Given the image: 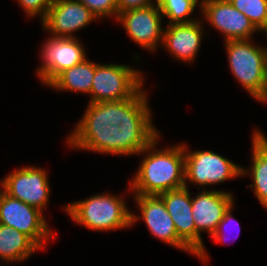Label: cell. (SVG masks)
Returning <instances> with one entry per match:
<instances>
[{
  "instance_id": "1",
  "label": "cell",
  "mask_w": 267,
  "mask_h": 266,
  "mask_svg": "<svg viewBox=\"0 0 267 266\" xmlns=\"http://www.w3.org/2000/svg\"><path fill=\"white\" fill-rule=\"evenodd\" d=\"M127 100L89 102L66 137L68 148L112 155H137L161 135L152 121L148 92Z\"/></svg>"
},
{
  "instance_id": "2",
  "label": "cell",
  "mask_w": 267,
  "mask_h": 266,
  "mask_svg": "<svg viewBox=\"0 0 267 266\" xmlns=\"http://www.w3.org/2000/svg\"><path fill=\"white\" fill-rule=\"evenodd\" d=\"M160 135L137 155L141 159L134 178L129 180L133 195H160L185 186V153L183 143L156 148Z\"/></svg>"
},
{
  "instance_id": "3",
  "label": "cell",
  "mask_w": 267,
  "mask_h": 266,
  "mask_svg": "<svg viewBox=\"0 0 267 266\" xmlns=\"http://www.w3.org/2000/svg\"><path fill=\"white\" fill-rule=\"evenodd\" d=\"M122 195L97 193L63 206L73 222L95 231L131 228V209Z\"/></svg>"
},
{
  "instance_id": "4",
  "label": "cell",
  "mask_w": 267,
  "mask_h": 266,
  "mask_svg": "<svg viewBox=\"0 0 267 266\" xmlns=\"http://www.w3.org/2000/svg\"><path fill=\"white\" fill-rule=\"evenodd\" d=\"M224 46L232 75L255 99L263 85L267 47L254 44L251 39L225 41Z\"/></svg>"
},
{
  "instance_id": "5",
  "label": "cell",
  "mask_w": 267,
  "mask_h": 266,
  "mask_svg": "<svg viewBox=\"0 0 267 266\" xmlns=\"http://www.w3.org/2000/svg\"><path fill=\"white\" fill-rule=\"evenodd\" d=\"M143 72L131 65L101 64L95 67L91 102L127 100L144 85Z\"/></svg>"
},
{
  "instance_id": "6",
  "label": "cell",
  "mask_w": 267,
  "mask_h": 266,
  "mask_svg": "<svg viewBox=\"0 0 267 266\" xmlns=\"http://www.w3.org/2000/svg\"><path fill=\"white\" fill-rule=\"evenodd\" d=\"M185 153V187L188 183L198 185V189L224 183L241 177V165L211 151L189 150L183 144ZM188 182V183H187ZM204 187V188H203Z\"/></svg>"
},
{
  "instance_id": "7",
  "label": "cell",
  "mask_w": 267,
  "mask_h": 266,
  "mask_svg": "<svg viewBox=\"0 0 267 266\" xmlns=\"http://www.w3.org/2000/svg\"><path fill=\"white\" fill-rule=\"evenodd\" d=\"M43 213L0 188V224L22 232L40 249H45L46 243L54 236Z\"/></svg>"
},
{
  "instance_id": "8",
  "label": "cell",
  "mask_w": 267,
  "mask_h": 266,
  "mask_svg": "<svg viewBox=\"0 0 267 266\" xmlns=\"http://www.w3.org/2000/svg\"><path fill=\"white\" fill-rule=\"evenodd\" d=\"M231 191L202 189L192 197V214L196 227V256L208 264L209 255L205 251L201 233L207 232L211 236L223 219L225 212L235 203Z\"/></svg>"
},
{
  "instance_id": "9",
  "label": "cell",
  "mask_w": 267,
  "mask_h": 266,
  "mask_svg": "<svg viewBox=\"0 0 267 266\" xmlns=\"http://www.w3.org/2000/svg\"><path fill=\"white\" fill-rule=\"evenodd\" d=\"M79 38H63L49 36L39 53L41 65H38L36 75L47 86L59 73L83 62L86 50Z\"/></svg>"
},
{
  "instance_id": "10",
  "label": "cell",
  "mask_w": 267,
  "mask_h": 266,
  "mask_svg": "<svg viewBox=\"0 0 267 266\" xmlns=\"http://www.w3.org/2000/svg\"><path fill=\"white\" fill-rule=\"evenodd\" d=\"M48 179L46 169L29 165L11 171L0 181V187L10 196L43 212L48 207L51 193Z\"/></svg>"
},
{
  "instance_id": "11",
  "label": "cell",
  "mask_w": 267,
  "mask_h": 266,
  "mask_svg": "<svg viewBox=\"0 0 267 266\" xmlns=\"http://www.w3.org/2000/svg\"><path fill=\"white\" fill-rule=\"evenodd\" d=\"M133 197L141 216L131 212V226L142 219L153 237L160 239L171 247L196 256L178 237L174 222L159 195H133Z\"/></svg>"
},
{
  "instance_id": "12",
  "label": "cell",
  "mask_w": 267,
  "mask_h": 266,
  "mask_svg": "<svg viewBox=\"0 0 267 266\" xmlns=\"http://www.w3.org/2000/svg\"><path fill=\"white\" fill-rule=\"evenodd\" d=\"M163 15L156 4L120 12L117 22L122 25L129 38L151 53L162 44Z\"/></svg>"
},
{
  "instance_id": "13",
  "label": "cell",
  "mask_w": 267,
  "mask_h": 266,
  "mask_svg": "<svg viewBox=\"0 0 267 266\" xmlns=\"http://www.w3.org/2000/svg\"><path fill=\"white\" fill-rule=\"evenodd\" d=\"M199 9L203 19L220 31L225 41L252 40L253 34L259 32L229 0H207L201 3Z\"/></svg>"
},
{
  "instance_id": "14",
  "label": "cell",
  "mask_w": 267,
  "mask_h": 266,
  "mask_svg": "<svg viewBox=\"0 0 267 266\" xmlns=\"http://www.w3.org/2000/svg\"><path fill=\"white\" fill-rule=\"evenodd\" d=\"M97 20L79 0H53L41 27L52 37L76 38L75 32Z\"/></svg>"
},
{
  "instance_id": "15",
  "label": "cell",
  "mask_w": 267,
  "mask_h": 266,
  "mask_svg": "<svg viewBox=\"0 0 267 266\" xmlns=\"http://www.w3.org/2000/svg\"><path fill=\"white\" fill-rule=\"evenodd\" d=\"M204 22L201 18L190 23L166 24L161 46L181 62H194L204 37Z\"/></svg>"
},
{
  "instance_id": "16",
  "label": "cell",
  "mask_w": 267,
  "mask_h": 266,
  "mask_svg": "<svg viewBox=\"0 0 267 266\" xmlns=\"http://www.w3.org/2000/svg\"><path fill=\"white\" fill-rule=\"evenodd\" d=\"M159 196L174 222L178 237L196 254V227L192 217V194L188 187L170 190Z\"/></svg>"
},
{
  "instance_id": "17",
  "label": "cell",
  "mask_w": 267,
  "mask_h": 266,
  "mask_svg": "<svg viewBox=\"0 0 267 266\" xmlns=\"http://www.w3.org/2000/svg\"><path fill=\"white\" fill-rule=\"evenodd\" d=\"M263 133L260 129L252 132V164L248 169L241 167V177H251L253 183L247 186L267 210V136Z\"/></svg>"
},
{
  "instance_id": "18",
  "label": "cell",
  "mask_w": 267,
  "mask_h": 266,
  "mask_svg": "<svg viewBox=\"0 0 267 266\" xmlns=\"http://www.w3.org/2000/svg\"><path fill=\"white\" fill-rule=\"evenodd\" d=\"M97 64L86 58L83 62L59 73L47 87L55 89V91L88 94L90 95L89 102L91 103V87Z\"/></svg>"
},
{
  "instance_id": "19",
  "label": "cell",
  "mask_w": 267,
  "mask_h": 266,
  "mask_svg": "<svg viewBox=\"0 0 267 266\" xmlns=\"http://www.w3.org/2000/svg\"><path fill=\"white\" fill-rule=\"evenodd\" d=\"M41 250L28 236L11 227L0 224V262L15 263L29 259Z\"/></svg>"
},
{
  "instance_id": "20",
  "label": "cell",
  "mask_w": 267,
  "mask_h": 266,
  "mask_svg": "<svg viewBox=\"0 0 267 266\" xmlns=\"http://www.w3.org/2000/svg\"><path fill=\"white\" fill-rule=\"evenodd\" d=\"M156 5L162 15L167 17V24L190 23L199 19L191 16L196 7L201 5L197 0H157Z\"/></svg>"
},
{
  "instance_id": "21",
  "label": "cell",
  "mask_w": 267,
  "mask_h": 266,
  "mask_svg": "<svg viewBox=\"0 0 267 266\" xmlns=\"http://www.w3.org/2000/svg\"><path fill=\"white\" fill-rule=\"evenodd\" d=\"M229 2L248 17L259 32L267 35V0H229Z\"/></svg>"
},
{
  "instance_id": "22",
  "label": "cell",
  "mask_w": 267,
  "mask_h": 266,
  "mask_svg": "<svg viewBox=\"0 0 267 266\" xmlns=\"http://www.w3.org/2000/svg\"><path fill=\"white\" fill-rule=\"evenodd\" d=\"M233 206H235V203L233 205H231L229 207V209L225 212L224 217L219 222L216 231L210 236L211 239L214 240V243H217V244L218 243H223V244H225L227 242L228 238L231 236V235L229 236V232L230 231L228 232V229L230 230V229L233 228V229L238 230L237 232H240V230H241L240 224L238 223V220H235L233 215H232V213H233L232 211L234 210ZM234 225H235V227H234ZM236 225H238V226H236ZM230 234H232V233H230ZM238 234L239 233L236 234V237H237ZM235 238H234V240H235ZM234 240H232V241H234Z\"/></svg>"
},
{
  "instance_id": "23",
  "label": "cell",
  "mask_w": 267,
  "mask_h": 266,
  "mask_svg": "<svg viewBox=\"0 0 267 266\" xmlns=\"http://www.w3.org/2000/svg\"><path fill=\"white\" fill-rule=\"evenodd\" d=\"M83 3L97 18L118 17L116 0H79Z\"/></svg>"
},
{
  "instance_id": "24",
  "label": "cell",
  "mask_w": 267,
  "mask_h": 266,
  "mask_svg": "<svg viewBox=\"0 0 267 266\" xmlns=\"http://www.w3.org/2000/svg\"><path fill=\"white\" fill-rule=\"evenodd\" d=\"M18 5L23 8L26 16L36 17L40 16V21L42 22L48 13V10L52 4L53 0H16Z\"/></svg>"
},
{
  "instance_id": "25",
  "label": "cell",
  "mask_w": 267,
  "mask_h": 266,
  "mask_svg": "<svg viewBox=\"0 0 267 266\" xmlns=\"http://www.w3.org/2000/svg\"><path fill=\"white\" fill-rule=\"evenodd\" d=\"M156 1L157 0H116L118 15L120 12H124L126 10L142 8L151 4H156Z\"/></svg>"
},
{
  "instance_id": "26",
  "label": "cell",
  "mask_w": 267,
  "mask_h": 266,
  "mask_svg": "<svg viewBox=\"0 0 267 266\" xmlns=\"http://www.w3.org/2000/svg\"><path fill=\"white\" fill-rule=\"evenodd\" d=\"M257 101H259L260 103H264L265 105L267 104V65L265 67V72H264V80H263V85H262V89L259 93V95L255 98Z\"/></svg>"
},
{
  "instance_id": "27",
  "label": "cell",
  "mask_w": 267,
  "mask_h": 266,
  "mask_svg": "<svg viewBox=\"0 0 267 266\" xmlns=\"http://www.w3.org/2000/svg\"><path fill=\"white\" fill-rule=\"evenodd\" d=\"M197 1H199L200 3H202V2L207 1V0H197Z\"/></svg>"
}]
</instances>
